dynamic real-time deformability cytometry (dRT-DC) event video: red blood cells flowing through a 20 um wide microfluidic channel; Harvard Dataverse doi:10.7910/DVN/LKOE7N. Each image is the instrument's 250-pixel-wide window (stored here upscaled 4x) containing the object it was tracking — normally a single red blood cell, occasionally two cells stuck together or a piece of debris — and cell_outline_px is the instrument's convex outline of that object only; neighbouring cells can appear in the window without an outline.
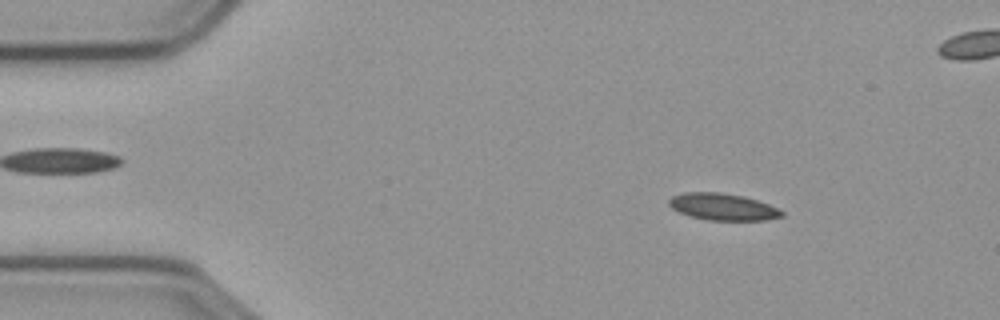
{"species": "common noctule bat (a hibernating species)", "species_latin": "Nyctalus noctula", "temperature_condition": "cold", "stored_images_in_passage": 49, "camera_frame_rate_fps": 3000, "um_per_image_px": 0.085, "animal": {"sex": "male", "body_mass_g": 23.1, "forearm_length_mm": 52.7}, "frame": {"image": 1, "passage_image": 7, "time_ms": 2.0, "image_size_px": [1000, 320], "cell_outline_px": [[784, 216], [764, 220], [708, 220], [692, 216], [680, 212], [672, 208], [668, 204], [668, 200], [672, 196], [684, 192], [720, 192], [744, 196], [768, 204], [784, 212]], "centroid_in_image_um": [61.43, 17.57], "position_along_channel_um": 23.6, "area_um2": 17.51}}
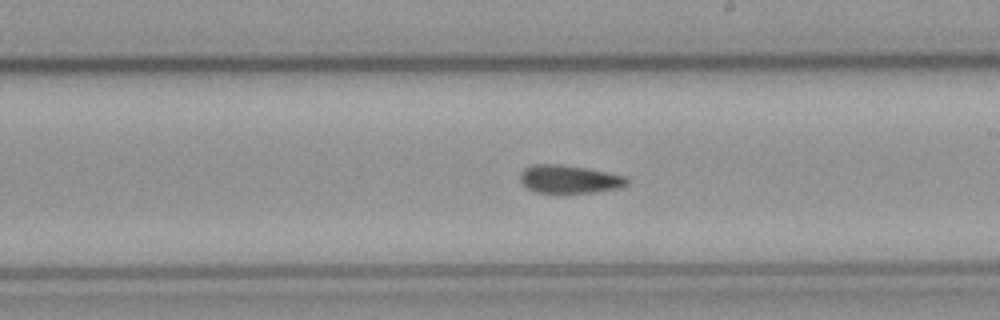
{"frame": {"image": 2, "passage_image": 31, "time_ms": 10.0, "image_size_px": [1000, 320], "cell_outline_px": [[628, 184], [620, 188], [592, 192], [560, 196], [536, 192], [528, 188], [520, 180], [520, 172], [524, 168], [532, 164], [560, 164], [584, 168], [628, 176]], "centroid_in_image_um": [48.37, 15.27], "position_along_channel_um": 240.6, "area_um2": 18.15}}
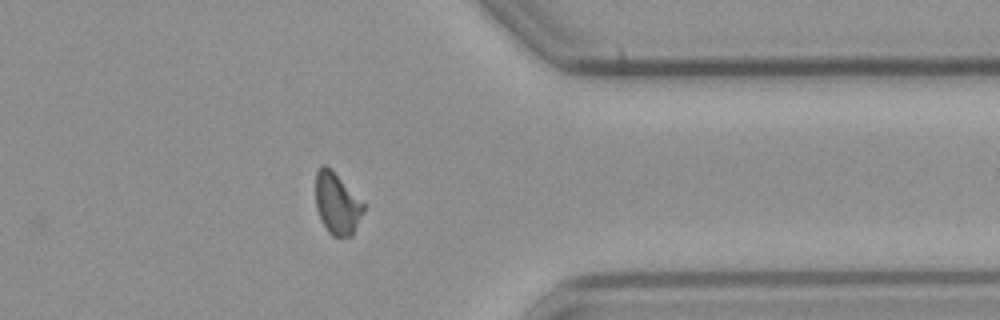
{"frame": {"image": 3, "passage_image": 44, "time_ms": 14.333, "image_size_px": [1000, 320], "cell_outline_px": [[364, 208], [352, 236], [332, 236], [328, 232], [320, 220], [316, 208], [316, 172], [324, 164], [364, 204]], "centroid_in_image_um": [28.61, 17.37], "position_along_channel_um": 382.8, "area_um2": 16.47}, "authors_computed_cell_mechanics": {"area_um2": 17.6868, "velocity_mm_per_s": 3.5862, "shape_relaxation_time_tau1_ms": null, "shape_relaxation_time_tau2_ms": 5.5322, "deformation_change_tau1": null, "deformation_change_tau2": 0.1143}}